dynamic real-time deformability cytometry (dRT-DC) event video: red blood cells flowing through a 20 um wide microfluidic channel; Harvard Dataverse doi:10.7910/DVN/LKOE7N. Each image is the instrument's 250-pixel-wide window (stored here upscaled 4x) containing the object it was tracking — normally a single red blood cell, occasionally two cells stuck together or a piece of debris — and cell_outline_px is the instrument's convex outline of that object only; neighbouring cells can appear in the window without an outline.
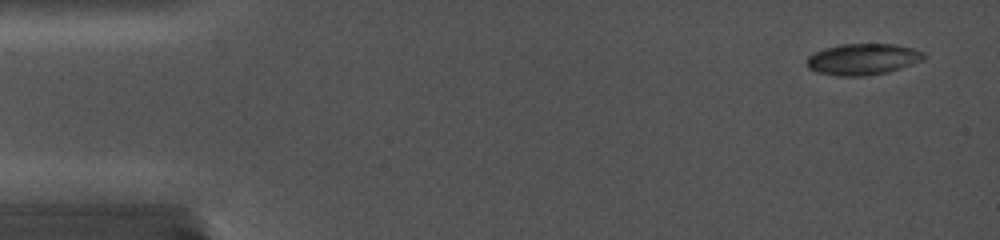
{"species": "common noctule bat (a hibernating species)", "species_latin": "Nyctalus noctula", "temperature_condition": "cold", "stored_images_in_passage": 1, "camera_frame_rate_fps": 5000, "um_per_image_px": 0.085, "animal": {"sex": "female", "body_mass_g": 19.0, "forearm_length_mm": 56.7}, "frame": {"image": 1, "passage_image": 1, "time_ms": 0.0, "image_size_px": [1000, 240], "cell_outline_px": [[932, 56], [924, 60], [888, 72], [868, 76], [832, 76], [816, 72], [808, 68], [804, 64], [808, 56], [832, 48], [860, 44], [884, 44], [912, 48], [924, 52]], "centroid_in_image_um": [73.41, 5.08], "position_along_channel_um": 11.6, "area_um2": 21.04}}